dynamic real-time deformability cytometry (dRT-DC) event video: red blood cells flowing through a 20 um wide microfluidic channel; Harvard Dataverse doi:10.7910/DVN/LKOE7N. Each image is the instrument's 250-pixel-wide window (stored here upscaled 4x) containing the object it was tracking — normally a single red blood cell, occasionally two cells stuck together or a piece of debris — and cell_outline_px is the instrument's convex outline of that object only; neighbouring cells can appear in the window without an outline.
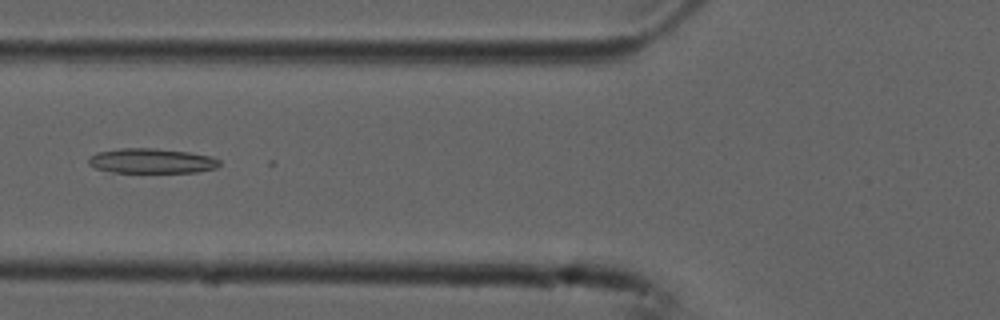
{"species": "common noctule bat (a hibernating species)", "species_latin": "Nyctalus noctula", "temperature_condition": "cold", "stored_images_in_passage": 6, "camera_frame_rate_fps": 3000, "um_per_image_px": 0.085, "animal": {"sex": "male", "forearm_length_mm": 52.5}, "frame": {"image": 1, "passage_image": 6, "time_ms": 1.667, "image_size_px": [1000, 320], "cell_outline_px": [[220, 164], [216, 168], [196, 172], [112, 172], [96, 168], [88, 164], [88, 156], [96, 152], [120, 148], [156, 148], [188, 152], [208, 156], [220, 160]], "centroid_in_image_um": [12.84, 13.67], "position_along_channel_um": 113.0, "area_um2": 18.96}}